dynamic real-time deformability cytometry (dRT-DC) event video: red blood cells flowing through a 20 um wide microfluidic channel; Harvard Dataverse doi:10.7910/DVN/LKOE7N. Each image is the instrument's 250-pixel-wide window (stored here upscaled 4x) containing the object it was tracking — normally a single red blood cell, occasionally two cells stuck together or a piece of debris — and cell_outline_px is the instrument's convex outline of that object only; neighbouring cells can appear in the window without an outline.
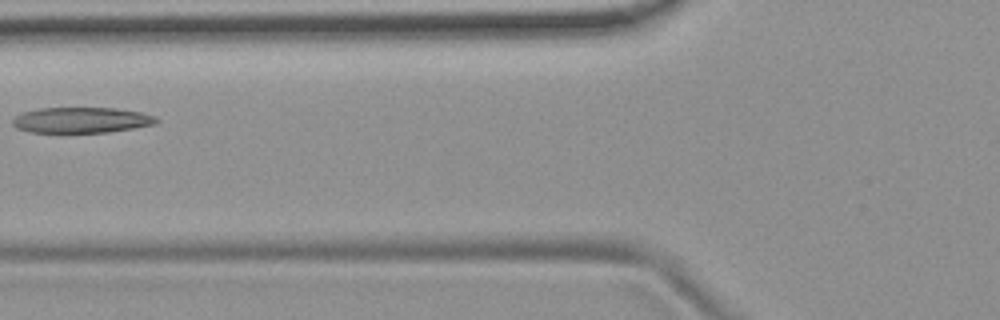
{"species": "common noctule bat (a hibernating species)", "species_latin": "Nyctalus noctula", "temperature_condition": "room temperature", "stored_images_in_passage": 7, "camera_frame_rate_fps": 3000, "um_per_image_px": 0.085, "animal": {"sex": "female", "body_mass_g": 19.9}, "frame": {"image": 1, "passage_image": 5, "time_ms": 5.0, "image_size_px": [1000, 320], "cell_outline_px": [[160, 120], [156, 124], [108, 132], [28, 132], [16, 128], [12, 124], [12, 120], [16, 116], [24, 112], [40, 108], [116, 108], [140, 112], [156, 116]], "centroid_in_image_um": [6.93, 10.2], "position_along_channel_um": 118.9, "area_um2": 21.44}}
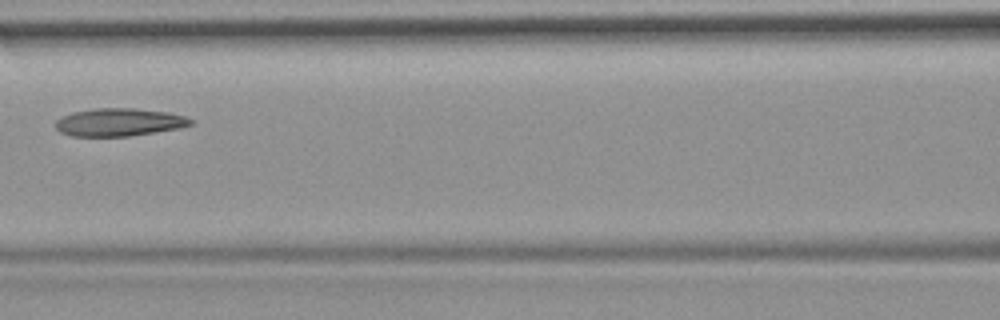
{"frame": {"image": 2, "passage_image": 6, "time_ms": 6.0, "image_size_px": [1000, 320], "cell_outline_px": [[196, 120], [192, 124], [180, 128], [128, 136], [72, 136], [60, 132], [56, 128], [56, 120], [72, 112], [96, 108], [136, 108], [168, 112], [184, 116]], "centroid_in_image_um": [10.15, 10.38], "position_along_channel_um": 156.4, "area_um2": 21.91}}